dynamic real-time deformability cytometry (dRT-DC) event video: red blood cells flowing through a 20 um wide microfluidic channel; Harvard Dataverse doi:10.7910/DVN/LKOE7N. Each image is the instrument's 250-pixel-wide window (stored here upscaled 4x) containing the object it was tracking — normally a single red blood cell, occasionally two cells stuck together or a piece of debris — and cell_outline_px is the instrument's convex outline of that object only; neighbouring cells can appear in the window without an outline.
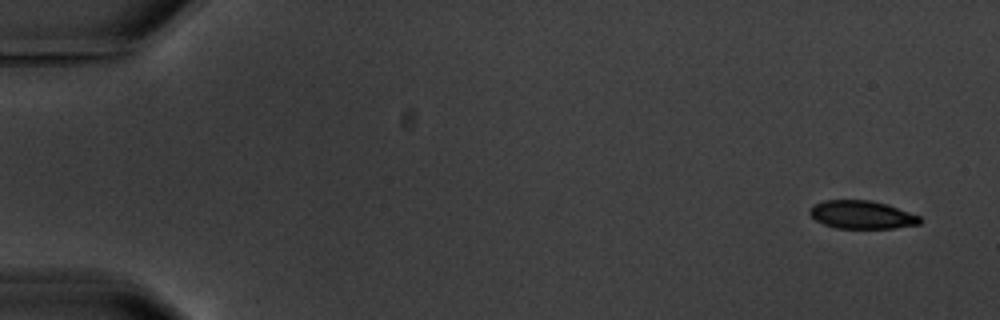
{"species": "common noctule bat (a hibernating species)", "species_latin": "Nyctalus noctula", "temperature_condition": "warm", "stored_images_in_passage": 5, "camera_frame_rate_fps": 3000, "um_per_image_px": 0.085, "animal": {"sex": "male", "body_mass_g": 20.1, "forearm_length_mm": 53.5}, "frame": {"image": 1, "passage_image": 1, "time_ms": 0.0, "image_size_px": [1000, 320], "cell_outline_px": [[920, 224], [896, 228], [836, 228], [824, 224], [816, 220], [808, 212], [808, 208], [824, 200], [872, 200], [888, 204], [920, 216]], "centroid_in_image_um": [73.25, 18.25], "position_along_channel_um": 11.7, "area_um2": 18.09}}
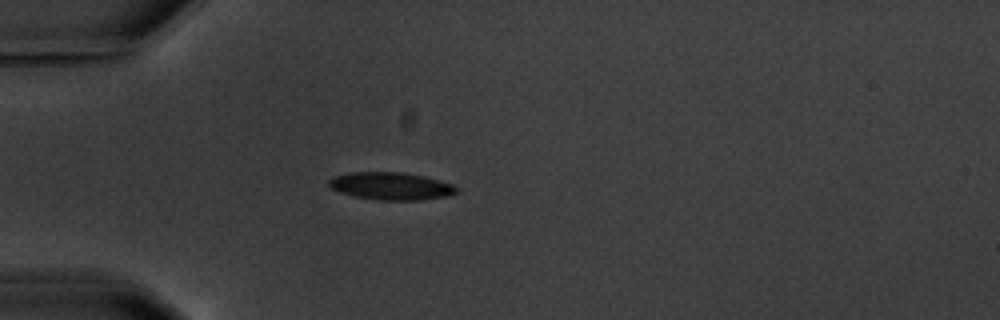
{"frame": {"image": 2, "passage_image": 5, "time_ms": 4.667, "image_size_px": [1000, 320], "cell_outline_px": [[460, 188], [456, 192], [448, 196], [420, 200], [380, 200], [356, 196], [340, 192], [332, 188], [328, 184], [328, 180], [332, 176], [352, 172], [404, 172], [424, 176], [452, 184]], "centroid_in_image_um": [33.24, 15.81], "position_along_channel_um": 51.8, "area_um2": 20.46}}